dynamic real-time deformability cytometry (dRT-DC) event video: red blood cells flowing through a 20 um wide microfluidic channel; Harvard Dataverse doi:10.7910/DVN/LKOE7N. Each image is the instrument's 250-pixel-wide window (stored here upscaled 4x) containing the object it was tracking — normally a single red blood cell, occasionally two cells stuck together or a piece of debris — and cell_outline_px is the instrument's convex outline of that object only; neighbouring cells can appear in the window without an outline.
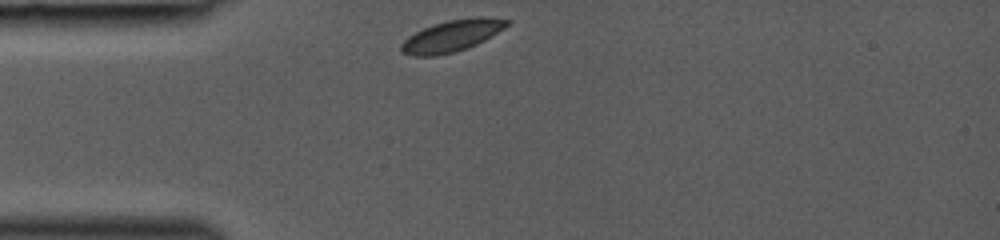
{"species": "common noctule bat (a hibernating species)", "species_latin": "Nyctalus noctula", "temperature_condition": "room temperature", "stored_images_in_passage": 28, "camera_frame_rate_fps": 3000, "um_per_image_px": 0.085, "animal": {"sex": "female", "body_mass_g": 19.0, "forearm_length_mm": 53.3}, "frame": {"image": 1, "passage_image": 1, "time_ms": 0.0, "image_size_px": [1000, 240], "cell_outline_px": [[512, 24], [484, 40], [468, 48], [436, 56], [408, 56], [400, 52], [400, 44], [408, 36], [424, 28], [448, 20], [476, 16], [480, 16], [512, 20]], "centroid_in_image_um": [38.42, 3.05], "position_along_channel_um": 46.6, "area_um2": 19.59}}
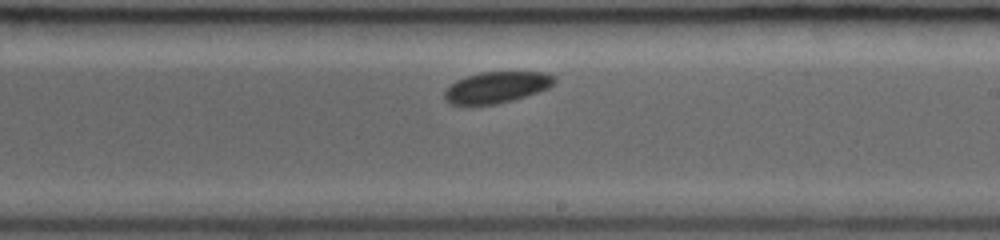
{"frame": {"image": 2, "passage_image": 16, "time_ms": 5.0, "image_size_px": [1000, 240], "cell_outline_px": [[556, 80], [548, 88], [512, 100], [496, 104], [468, 108], [448, 104], [444, 100], [444, 92], [456, 80], [464, 76], [480, 72], [548, 72], [556, 76]], "centroid_in_image_um": [42.13, 7.45], "position_along_channel_um": 246.9, "area_um2": 20.63}}
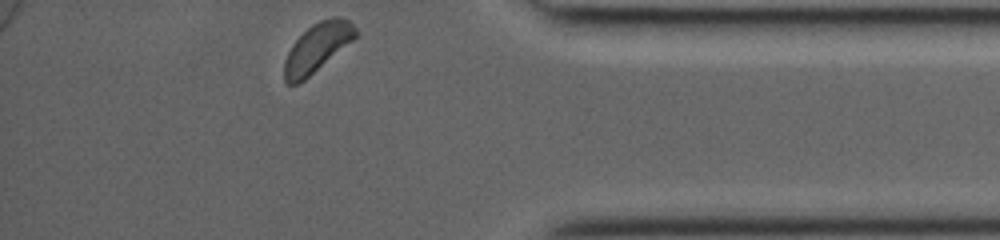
{"frame": {"image": 3, "passage_image": 28, "time_ms": 9.0, "image_size_px": [1000, 240], "cell_outline_px": [[356, 36], [352, 40], [304, 80], [296, 84], [288, 84], [284, 80], [284, 60], [292, 44], [312, 24], [320, 20], [332, 16], [340, 16], [348, 20], [356, 28]], "centroid_in_image_um": [26.94, 4.03], "position_along_channel_um": 408.3, "area_um2": 19.77}}